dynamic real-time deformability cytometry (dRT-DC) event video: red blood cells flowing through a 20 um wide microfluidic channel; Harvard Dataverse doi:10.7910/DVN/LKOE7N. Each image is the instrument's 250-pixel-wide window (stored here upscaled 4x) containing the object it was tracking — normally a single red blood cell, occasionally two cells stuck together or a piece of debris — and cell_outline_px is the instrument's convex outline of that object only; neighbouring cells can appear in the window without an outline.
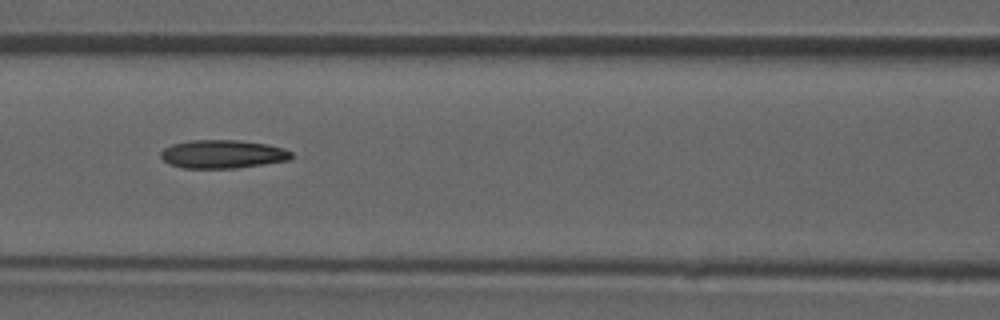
{"species": "common noctule bat (a hibernating species)", "species_latin": "Nyctalus noctula", "temperature_condition": "room temperature", "stored_images_in_passage": 48, "camera_frame_rate_fps": 3000, "um_per_image_px": 0.085, "animal": {"sex": "male", "forearm_length_mm": 52.5}, "frame": {"image": 1, "passage_image": 21, "time_ms": 6.667, "image_size_px": [1000, 320], "cell_outline_px": [[292, 160], [236, 168], [180, 168], [168, 164], [160, 156], [160, 152], [164, 148], [172, 144], [192, 140], [240, 140], [268, 144], [284, 148], [292, 152]], "centroid_in_image_um": [18.94, 13.1], "position_along_channel_um": 147.7, "area_um2": 21.85}}